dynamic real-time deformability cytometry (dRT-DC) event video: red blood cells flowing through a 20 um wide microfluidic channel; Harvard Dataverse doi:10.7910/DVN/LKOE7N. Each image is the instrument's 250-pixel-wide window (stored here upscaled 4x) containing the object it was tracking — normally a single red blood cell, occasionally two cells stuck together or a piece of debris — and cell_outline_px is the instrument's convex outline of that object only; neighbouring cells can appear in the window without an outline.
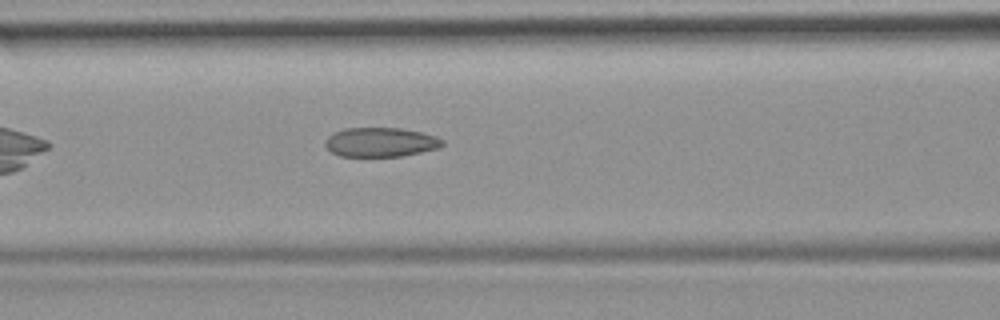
{"species": "common noctule bat (a hibernating species)", "species_latin": "Nyctalus noctula", "temperature_condition": "room temperature", "stored_images_in_passage": 36, "camera_frame_rate_fps": 3000, "um_per_image_px": 0.085, "animal": {"sex": "female", "body_mass_g": 19.9}, "frame": {"image": 1, "passage_image": 6, "time_ms": 1.667, "image_size_px": [1000, 320], "cell_outline_px": [[444, 144], [440, 148], [404, 156], [340, 156], [332, 152], [324, 144], [324, 140], [332, 132], [344, 128], [400, 128], [420, 132], [436, 136], [444, 140]], "centroid_in_image_um": [32.35, 12.08], "position_along_channel_um": 134.2, "area_um2": 20.17}, "authors_computed_cell_mechanics": {"area_um2": 20.3456, "velocity_mm_per_s": 3.9146, "shape_relaxation_time_tau1_ms": null, "shape_relaxation_time_tau2_ms": 1.8639, "deformation_change_tau1": null, "deformation_change_tau2": 0.0909}}